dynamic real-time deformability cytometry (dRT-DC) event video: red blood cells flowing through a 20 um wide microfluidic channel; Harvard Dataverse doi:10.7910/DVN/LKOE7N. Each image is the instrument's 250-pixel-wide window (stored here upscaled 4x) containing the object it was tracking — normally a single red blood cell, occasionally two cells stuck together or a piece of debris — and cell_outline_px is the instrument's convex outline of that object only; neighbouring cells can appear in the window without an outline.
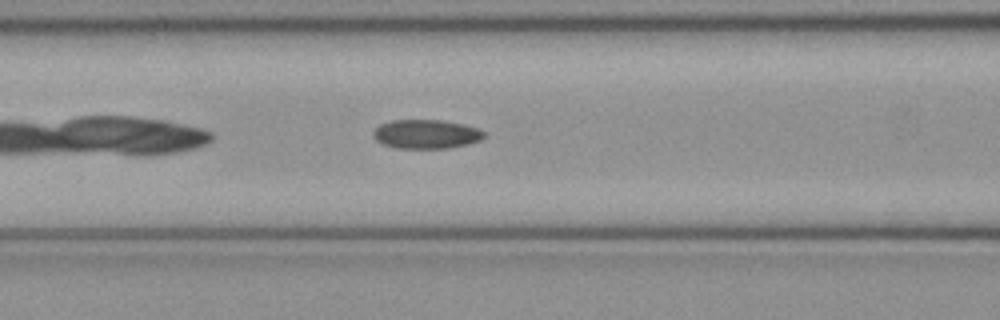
{"species": "common noctule bat (a hibernating species)", "species_latin": "Nyctalus noctula", "temperature_condition": "cold", "stored_images_in_passage": 34, "camera_frame_rate_fps": 3000, "um_per_image_px": 0.085, "animal": {"sex": "female", "body_mass_g": 21.9}, "frame": {"image": 1, "passage_image": 7, "time_ms": 2.0, "image_size_px": [1000, 320], "cell_outline_px": [[484, 136], [480, 140], [468, 144], [448, 148], [396, 148], [384, 144], [376, 140], [372, 136], [372, 132], [380, 124], [392, 120], [440, 120], [464, 124], [476, 128], [484, 132]], "centroid_in_image_um": [36.2, 11.4], "position_along_channel_um": 130.4, "area_um2": 18.67}}
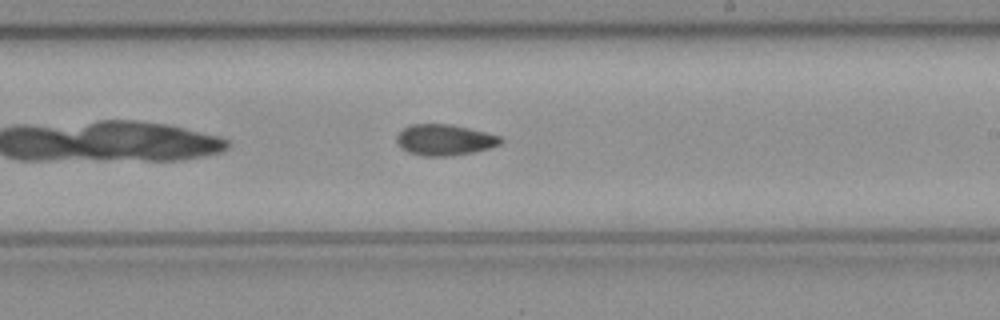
{"frame": {"image": 2, "passage_image": 16, "time_ms": 5.0, "image_size_px": [1000, 320], "cell_outline_px": [[504, 140], [500, 144], [488, 148], [472, 152], [452, 156], [424, 156], [408, 152], [400, 148], [396, 144], [396, 136], [408, 124], [452, 124], [500, 136]], "centroid_in_image_um": [37.75, 11.89], "position_along_channel_um": 251.3, "area_um2": 18.84}}
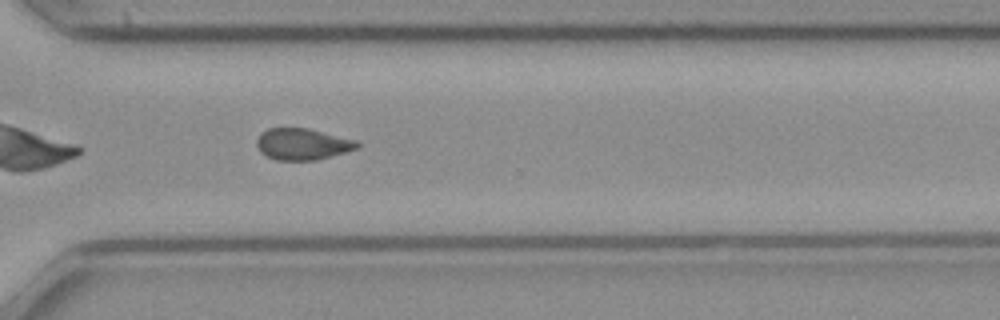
{"frame": {"image": 3, "passage_image": 23, "time_ms": 7.333, "image_size_px": [1000, 320], "cell_outline_px": [[360, 148], [348, 152], [316, 160], [276, 160], [260, 152], [256, 144], [256, 140], [260, 132], [268, 128], [308, 128], [360, 140]], "centroid_in_image_um": [25.77, 12.24], "position_along_channel_um": 344.8, "area_um2": 18.84}}